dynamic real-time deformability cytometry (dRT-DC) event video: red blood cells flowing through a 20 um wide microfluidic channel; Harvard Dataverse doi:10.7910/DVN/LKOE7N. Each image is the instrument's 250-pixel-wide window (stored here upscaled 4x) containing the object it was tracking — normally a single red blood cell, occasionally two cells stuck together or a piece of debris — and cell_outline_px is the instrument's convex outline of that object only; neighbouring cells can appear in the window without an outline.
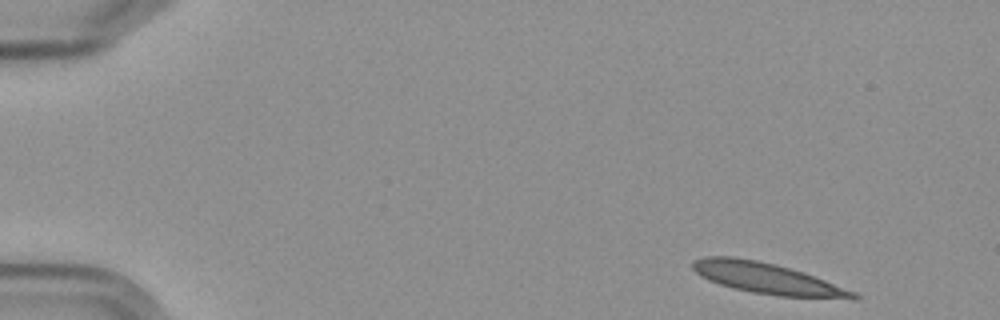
{"species": "Egyptian fruit bat (a non-hibernating species)", "species_latin": "Rousettus aegyptiacus", "temperature_condition": "cold", "stored_images_in_passage": 4, "segment_of_instrument_passage": [2, 2], "camera_frame_rate_fps": 3000, "um_per_image_px": 0.085, "frame": {"image": 1, "passage_image": 4, "time_ms": 3.667, "image_size_px": [1000, 320], "cell_outline_px": [[860, 296], [776, 296], [752, 292], [732, 288], [708, 280], [700, 276], [692, 268], [692, 260], [704, 256], [736, 256], [776, 264], [804, 272], [856, 292]], "centroid_in_image_um": [65.0, 23.6], "position_along_channel_um": 20.0, "area_um2": 28.21}}